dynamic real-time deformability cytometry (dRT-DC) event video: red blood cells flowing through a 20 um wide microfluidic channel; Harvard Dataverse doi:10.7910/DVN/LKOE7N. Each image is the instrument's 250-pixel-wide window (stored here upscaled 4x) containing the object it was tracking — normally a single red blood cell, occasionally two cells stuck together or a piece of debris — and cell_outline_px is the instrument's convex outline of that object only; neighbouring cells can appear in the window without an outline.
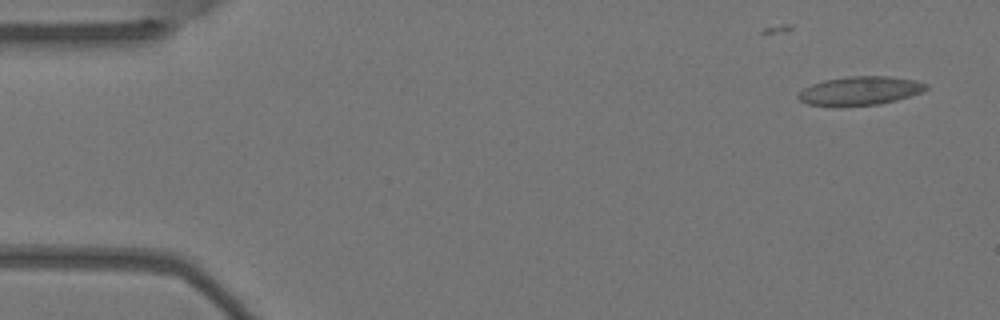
{"species": "Egyptian fruit bat (a non-hibernating species)", "species_latin": "Rousettus aegyptiacus", "temperature_condition": "warm", "stored_images_in_passage": 7, "camera_frame_rate_fps": 3000, "um_per_image_px": 0.085, "animal": {"sex": "female"}, "frame": {"image": 1, "passage_image": 1, "time_ms": 0.0, "image_size_px": [1000, 320], "cell_outline_px": [[928, 88], [924, 92], [896, 100], [880, 104], [840, 108], [808, 104], [800, 100], [796, 96], [804, 88], [812, 84], [824, 80], [848, 76], [888, 76], [916, 80], [928, 84]], "centroid_in_image_um": [73.1, 7.74], "position_along_channel_um": 11.9, "area_um2": 21.91}}
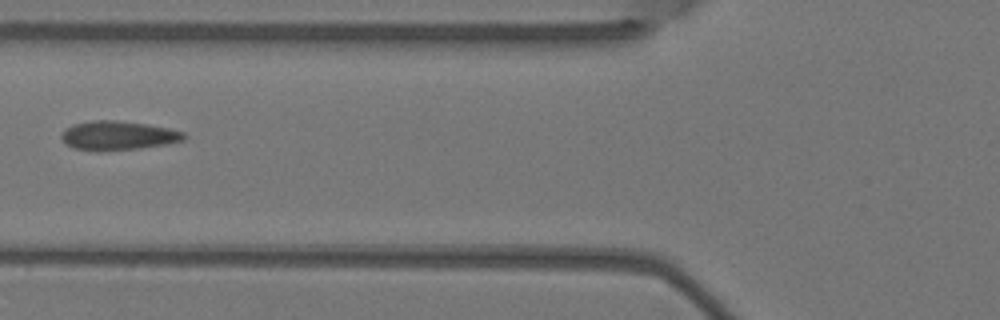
{"frame": {"image": 2, "passage_image": 6, "time_ms": 1.667, "image_size_px": [1000, 320], "cell_outline_px": [[188, 136], [184, 140], [168, 144], [140, 148], [100, 152], [96, 152], [72, 148], [64, 144], [60, 136], [72, 124], [92, 120], [116, 120], [144, 124], [168, 128], [184, 132]], "centroid_in_image_um": [10.02, 11.54], "position_along_channel_um": 115.8, "area_um2": 21.04}}
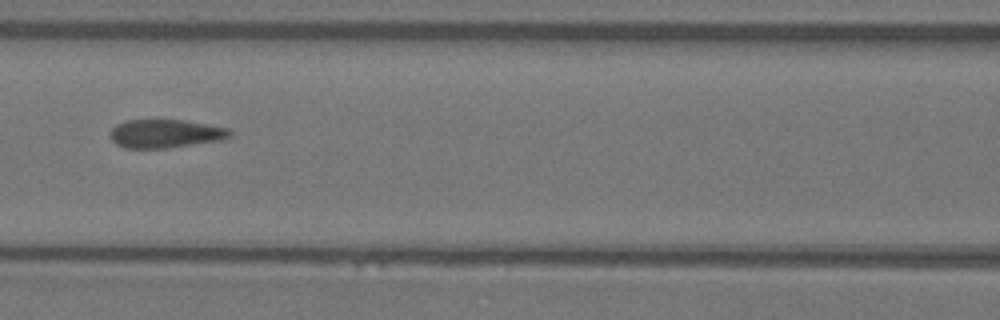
{"frame": {"image": 3, "passage_image": 7, "time_ms": 2.0, "image_size_px": [1000, 320], "cell_outline_px": [[232, 136], [224, 140], [168, 148], [124, 148], [116, 144], [108, 136], [108, 132], [116, 124], [124, 120], [184, 120], [228, 128], [232, 132]], "centroid_in_image_um": [14.04, 11.36], "position_along_channel_um": 152.6, "area_um2": 20.17}}